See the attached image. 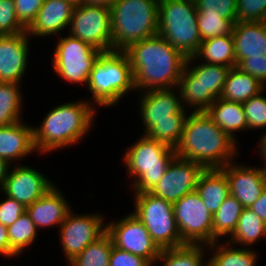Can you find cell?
I'll list each match as a JSON object with an SVG mask.
<instances>
[{
  "instance_id": "cell-12",
  "label": "cell",
  "mask_w": 266,
  "mask_h": 266,
  "mask_svg": "<svg viewBox=\"0 0 266 266\" xmlns=\"http://www.w3.org/2000/svg\"><path fill=\"white\" fill-rule=\"evenodd\" d=\"M67 33L101 52L112 51L110 8L84 5L73 8Z\"/></svg>"
},
{
  "instance_id": "cell-39",
  "label": "cell",
  "mask_w": 266,
  "mask_h": 266,
  "mask_svg": "<svg viewBox=\"0 0 266 266\" xmlns=\"http://www.w3.org/2000/svg\"><path fill=\"white\" fill-rule=\"evenodd\" d=\"M26 32L16 17L13 0H0V35H14Z\"/></svg>"
},
{
  "instance_id": "cell-25",
  "label": "cell",
  "mask_w": 266,
  "mask_h": 266,
  "mask_svg": "<svg viewBox=\"0 0 266 266\" xmlns=\"http://www.w3.org/2000/svg\"><path fill=\"white\" fill-rule=\"evenodd\" d=\"M196 192L208 211L214 215L230 195L226 174L221 169H205L199 177Z\"/></svg>"
},
{
  "instance_id": "cell-29",
  "label": "cell",
  "mask_w": 266,
  "mask_h": 266,
  "mask_svg": "<svg viewBox=\"0 0 266 266\" xmlns=\"http://www.w3.org/2000/svg\"><path fill=\"white\" fill-rule=\"evenodd\" d=\"M262 238L266 239V224L251 209L244 208L240 214L236 230L226 241L234 246L251 248ZM243 245V246H242Z\"/></svg>"
},
{
  "instance_id": "cell-9",
  "label": "cell",
  "mask_w": 266,
  "mask_h": 266,
  "mask_svg": "<svg viewBox=\"0 0 266 266\" xmlns=\"http://www.w3.org/2000/svg\"><path fill=\"white\" fill-rule=\"evenodd\" d=\"M132 213L144 224L160 249L186 245L178 232L173 204L150 192L134 193Z\"/></svg>"
},
{
  "instance_id": "cell-41",
  "label": "cell",
  "mask_w": 266,
  "mask_h": 266,
  "mask_svg": "<svg viewBox=\"0 0 266 266\" xmlns=\"http://www.w3.org/2000/svg\"><path fill=\"white\" fill-rule=\"evenodd\" d=\"M15 4L16 17L27 29L35 20L45 0H13Z\"/></svg>"
},
{
  "instance_id": "cell-20",
  "label": "cell",
  "mask_w": 266,
  "mask_h": 266,
  "mask_svg": "<svg viewBox=\"0 0 266 266\" xmlns=\"http://www.w3.org/2000/svg\"><path fill=\"white\" fill-rule=\"evenodd\" d=\"M59 189L55 183L41 198L26 207V213L38 230L53 228L54 226L59 229L71 212V204L69 205V201L65 199L64 194Z\"/></svg>"
},
{
  "instance_id": "cell-6",
  "label": "cell",
  "mask_w": 266,
  "mask_h": 266,
  "mask_svg": "<svg viewBox=\"0 0 266 266\" xmlns=\"http://www.w3.org/2000/svg\"><path fill=\"white\" fill-rule=\"evenodd\" d=\"M137 140L126 148L122 157V164L132 181L127 185L133 193L150 192L161 180L176 152L175 148L153 140L143 133Z\"/></svg>"
},
{
  "instance_id": "cell-36",
  "label": "cell",
  "mask_w": 266,
  "mask_h": 266,
  "mask_svg": "<svg viewBox=\"0 0 266 266\" xmlns=\"http://www.w3.org/2000/svg\"><path fill=\"white\" fill-rule=\"evenodd\" d=\"M185 120L158 121L145 135L175 148L182 136Z\"/></svg>"
},
{
  "instance_id": "cell-38",
  "label": "cell",
  "mask_w": 266,
  "mask_h": 266,
  "mask_svg": "<svg viewBox=\"0 0 266 266\" xmlns=\"http://www.w3.org/2000/svg\"><path fill=\"white\" fill-rule=\"evenodd\" d=\"M197 14L220 15L223 19H237V0H194Z\"/></svg>"
},
{
  "instance_id": "cell-21",
  "label": "cell",
  "mask_w": 266,
  "mask_h": 266,
  "mask_svg": "<svg viewBox=\"0 0 266 266\" xmlns=\"http://www.w3.org/2000/svg\"><path fill=\"white\" fill-rule=\"evenodd\" d=\"M72 14L73 7L66 0H45L26 32L30 38L59 37L69 27Z\"/></svg>"
},
{
  "instance_id": "cell-24",
  "label": "cell",
  "mask_w": 266,
  "mask_h": 266,
  "mask_svg": "<svg viewBox=\"0 0 266 266\" xmlns=\"http://www.w3.org/2000/svg\"><path fill=\"white\" fill-rule=\"evenodd\" d=\"M211 119L234 141L238 143L236 132H247V119L242 103L216 99L206 110Z\"/></svg>"
},
{
  "instance_id": "cell-10",
  "label": "cell",
  "mask_w": 266,
  "mask_h": 266,
  "mask_svg": "<svg viewBox=\"0 0 266 266\" xmlns=\"http://www.w3.org/2000/svg\"><path fill=\"white\" fill-rule=\"evenodd\" d=\"M57 39L53 59L50 60L53 72L68 84L86 86L94 62L102 52L69 34L64 37L59 36Z\"/></svg>"
},
{
  "instance_id": "cell-19",
  "label": "cell",
  "mask_w": 266,
  "mask_h": 266,
  "mask_svg": "<svg viewBox=\"0 0 266 266\" xmlns=\"http://www.w3.org/2000/svg\"><path fill=\"white\" fill-rule=\"evenodd\" d=\"M27 32L0 35V83L22 84L30 58Z\"/></svg>"
},
{
  "instance_id": "cell-14",
  "label": "cell",
  "mask_w": 266,
  "mask_h": 266,
  "mask_svg": "<svg viewBox=\"0 0 266 266\" xmlns=\"http://www.w3.org/2000/svg\"><path fill=\"white\" fill-rule=\"evenodd\" d=\"M103 214L94 212L79 214L73 210L59 227V239L66 262L79 255L89 244L106 232V219ZM105 223V224H104Z\"/></svg>"
},
{
  "instance_id": "cell-33",
  "label": "cell",
  "mask_w": 266,
  "mask_h": 266,
  "mask_svg": "<svg viewBox=\"0 0 266 266\" xmlns=\"http://www.w3.org/2000/svg\"><path fill=\"white\" fill-rule=\"evenodd\" d=\"M11 257L22 255L25 249L37 241L39 230L29 215L24 212L11 226L7 227Z\"/></svg>"
},
{
  "instance_id": "cell-15",
  "label": "cell",
  "mask_w": 266,
  "mask_h": 266,
  "mask_svg": "<svg viewBox=\"0 0 266 266\" xmlns=\"http://www.w3.org/2000/svg\"><path fill=\"white\" fill-rule=\"evenodd\" d=\"M139 113L144 126V135L158 121L186 120L189 109H184L177 87L150 90L139 95Z\"/></svg>"
},
{
  "instance_id": "cell-18",
  "label": "cell",
  "mask_w": 266,
  "mask_h": 266,
  "mask_svg": "<svg viewBox=\"0 0 266 266\" xmlns=\"http://www.w3.org/2000/svg\"><path fill=\"white\" fill-rule=\"evenodd\" d=\"M229 181L230 194L244 208L250 206L260 197L266 187V172L260 167L233 161L221 168Z\"/></svg>"
},
{
  "instance_id": "cell-46",
  "label": "cell",
  "mask_w": 266,
  "mask_h": 266,
  "mask_svg": "<svg viewBox=\"0 0 266 266\" xmlns=\"http://www.w3.org/2000/svg\"><path fill=\"white\" fill-rule=\"evenodd\" d=\"M0 255L11 258V247L8 239L7 227L0 223Z\"/></svg>"
},
{
  "instance_id": "cell-48",
  "label": "cell",
  "mask_w": 266,
  "mask_h": 266,
  "mask_svg": "<svg viewBox=\"0 0 266 266\" xmlns=\"http://www.w3.org/2000/svg\"><path fill=\"white\" fill-rule=\"evenodd\" d=\"M10 166L5 160L0 158V190L3 187Z\"/></svg>"
},
{
  "instance_id": "cell-16",
  "label": "cell",
  "mask_w": 266,
  "mask_h": 266,
  "mask_svg": "<svg viewBox=\"0 0 266 266\" xmlns=\"http://www.w3.org/2000/svg\"><path fill=\"white\" fill-rule=\"evenodd\" d=\"M205 168L197 162L175 156L158 184L150 191L170 203L196 191V186Z\"/></svg>"
},
{
  "instance_id": "cell-44",
  "label": "cell",
  "mask_w": 266,
  "mask_h": 266,
  "mask_svg": "<svg viewBox=\"0 0 266 266\" xmlns=\"http://www.w3.org/2000/svg\"><path fill=\"white\" fill-rule=\"evenodd\" d=\"M109 266H152L146 259L112 246Z\"/></svg>"
},
{
  "instance_id": "cell-4",
  "label": "cell",
  "mask_w": 266,
  "mask_h": 266,
  "mask_svg": "<svg viewBox=\"0 0 266 266\" xmlns=\"http://www.w3.org/2000/svg\"><path fill=\"white\" fill-rule=\"evenodd\" d=\"M87 89L94 107H114L129 92H134V77L124 51L102 52L94 62Z\"/></svg>"
},
{
  "instance_id": "cell-28",
  "label": "cell",
  "mask_w": 266,
  "mask_h": 266,
  "mask_svg": "<svg viewBox=\"0 0 266 266\" xmlns=\"http://www.w3.org/2000/svg\"><path fill=\"white\" fill-rule=\"evenodd\" d=\"M194 57L201 62L215 65L236 66L232 35H222L204 40Z\"/></svg>"
},
{
  "instance_id": "cell-30",
  "label": "cell",
  "mask_w": 266,
  "mask_h": 266,
  "mask_svg": "<svg viewBox=\"0 0 266 266\" xmlns=\"http://www.w3.org/2000/svg\"><path fill=\"white\" fill-rule=\"evenodd\" d=\"M244 207L231 194L223 201L217 212L213 215L212 244L216 241L229 239L236 230L240 214Z\"/></svg>"
},
{
  "instance_id": "cell-31",
  "label": "cell",
  "mask_w": 266,
  "mask_h": 266,
  "mask_svg": "<svg viewBox=\"0 0 266 266\" xmlns=\"http://www.w3.org/2000/svg\"><path fill=\"white\" fill-rule=\"evenodd\" d=\"M206 253V245L186 244L177 248L161 249L156 264L160 263L161 266H208V260L205 259Z\"/></svg>"
},
{
  "instance_id": "cell-1",
  "label": "cell",
  "mask_w": 266,
  "mask_h": 266,
  "mask_svg": "<svg viewBox=\"0 0 266 266\" xmlns=\"http://www.w3.org/2000/svg\"><path fill=\"white\" fill-rule=\"evenodd\" d=\"M124 52L137 92L177 87L187 58L161 35L132 43Z\"/></svg>"
},
{
  "instance_id": "cell-47",
  "label": "cell",
  "mask_w": 266,
  "mask_h": 266,
  "mask_svg": "<svg viewBox=\"0 0 266 266\" xmlns=\"http://www.w3.org/2000/svg\"><path fill=\"white\" fill-rule=\"evenodd\" d=\"M258 148H259L258 150L259 157L263 158L262 160L263 165H261L260 167L266 172V133H264L262 136L260 135V139L258 142Z\"/></svg>"
},
{
  "instance_id": "cell-3",
  "label": "cell",
  "mask_w": 266,
  "mask_h": 266,
  "mask_svg": "<svg viewBox=\"0 0 266 266\" xmlns=\"http://www.w3.org/2000/svg\"><path fill=\"white\" fill-rule=\"evenodd\" d=\"M97 111L90 98L53 107L44 115L40 126L33 125L37 154H50L82 142L87 133L90 134Z\"/></svg>"
},
{
  "instance_id": "cell-50",
  "label": "cell",
  "mask_w": 266,
  "mask_h": 266,
  "mask_svg": "<svg viewBox=\"0 0 266 266\" xmlns=\"http://www.w3.org/2000/svg\"><path fill=\"white\" fill-rule=\"evenodd\" d=\"M73 8H78L85 5V0H66Z\"/></svg>"
},
{
  "instance_id": "cell-5",
  "label": "cell",
  "mask_w": 266,
  "mask_h": 266,
  "mask_svg": "<svg viewBox=\"0 0 266 266\" xmlns=\"http://www.w3.org/2000/svg\"><path fill=\"white\" fill-rule=\"evenodd\" d=\"M159 0H116L110 8L112 50L158 34Z\"/></svg>"
},
{
  "instance_id": "cell-17",
  "label": "cell",
  "mask_w": 266,
  "mask_h": 266,
  "mask_svg": "<svg viewBox=\"0 0 266 266\" xmlns=\"http://www.w3.org/2000/svg\"><path fill=\"white\" fill-rule=\"evenodd\" d=\"M54 183L34 167L15 164L10 166L0 192L17 200L26 208L41 198Z\"/></svg>"
},
{
  "instance_id": "cell-34",
  "label": "cell",
  "mask_w": 266,
  "mask_h": 266,
  "mask_svg": "<svg viewBox=\"0 0 266 266\" xmlns=\"http://www.w3.org/2000/svg\"><path fill=\"white\" fill-rule=\"evenodd\" d=\"M112 240L105 232L95 242L85 247L82 252L68 262V266H109Z\"/></svg>"
},
{
  "instance_id": "cell-49",
  "label": "cell",
  "mask_w": 266,
  "mask_h": 266,
  "mask_svg": "<svg viewBox=\"0 0 266 266\" xmlns=\"http://www.w3.org/2000/svg\"><path fill=\"white\" fill-rule=\"evenodd\" d=\"M116 0H85V5L111 8Z\"/></svg>"
},
{
  "instance_id": "cell-43",
  "label": "cell",
  "mask_w": 266,
  "mask_h": 266,
  "mask_svg": "<svg viewBox=\"0 0 266 266\" xmlns=\"http://www.w3.org/2000/svg\"><path fill=\"white\" fill-rule=\"evenodd\" d=\"M237 67L257 78L263 86H266V55L264 57L245 58Z\"/></svg>"
},
{
  "instance_id": "cell-45",
  "label": "cell",
  "mask_w": 266,
  "mask_h": 266,
  "mask_svg": "<svg viewBox=\"0 0 266 266\" xmlns=\"http://www.w3.org/2000/svg\"><path fill=\"white\" fill-rule=\"evenodd\" d=\"M249 209L255 212L266 224V187L262 191L260 197L250 206Z\"/></svg>"
},
{
  "instance_id": "cell-22",
  "label": "cell",
  "mask_w": 266,
  "mask_h": 266,
  "mask_svg": "<svg viewBox=\"0 0 266 266\" xmlns=\"http://www.w3.org/2000/svg\"><path fill=\"white\" fill-rule=\"evenodd\" d=\"M22 121L24 120L0 126V158L9 165L20 164L23 158L29 157L34 152L37 153L34 146L33 126Z\"/></svg>"
},
{
  "instance_id": "cell-40",
  "label": "cell",
  "mask_w": 266,
  "mask_h": 266,
  "mask_svg": "<svg viewBox=\"0 0 266 266\" xmlns=\"http://www.w3.org/2000/svg\"><path fill=\"white\" fill-rule=\"evenodd\" d=\"M266 0H237V21L263 22Z\"/></svg>"
},
{
  "instance_id": "cell-7",
  "label": "cell",
  "mask_w": 266,
  "mask_h": 266,
  "mask_svg": "<svg viewBox=\"0 0 266 266\" xmlns=\"http://www.w3.org/2000/svg\"><path fill=\"white\" fill-rule=\"evenodd\" d=\"M230 69L228 66L200 63L194 56L188 57L177 85L183 108H190V112L206 111L220 98Z\"/></svg>"
},
{
  "instance_id": "cell-26",
  "label": "cell",
  "mask_w": 266,
  "mask_h": 266,
  "mask_svg": "<svg viewBox=\"0 0 266 266\" xmlns=\"http://www.w3.org/2000/svg\"><path fill=\"white\" fill-rule=\"evenodd\" d=\"M264 88L265 86L257 78L235 66L227 74L220 98L244 103L251 97L258 95Z\"/></svg>"
},
{
  "instance_id": "cell-11",
  "label": "cell",
  "mask_w": 266,
  "mask_h": 266,
  "mask_svg": "<svg viewBox=\"0 0 266 266\" xmlns=\"http://www.w3.org/2000/svg\"><path fill=\"white\" fill-rule=\"evenodd\" d=\"M173 213L178 232L185 244H212L213 215L196 191L173 203Z\"/></svg>"
},
{
  "instance_id": "cell-27",
  "label": "cell",
  "mask_w": 266,
  "mask_h": 266,
  "mask_svg": "<svg viewBox=\"0 0 266 266\" xmlns=\"http://www.w3.org/2000/svg\"><path fill=\"white\" fill-rule=\"evenodd\" d=\"M207 252L211 256L208 266H257L259 255L254 249L234 247L226 240L207 245Z\"/></svg>"
},
{
  "instance_id": "cell-13",
  "label": "cell",
  "mask_w": 266,
  "mask_h": 266,
  "mask_svg": "<svg viewBox=\"0 0 266 266\" xmlns=\"http://www.w3.org/2000/svg\"><path fill=\"white\" fill-rule=\"evenodd\" d=\"M106 223V233L113 246L146 259L152 266L156 265L161 249L132 212L117 221Z\"/></svg>"
},
{
  "instance_id": "cell-32",
  "label": "cell",
  "mask_w": 266,
  "mask_h": 266,
  "mask_svg": "<svg viewBox=\"0 0 266 266\" xmlns=\"http://www.w3.org/2000/svg\"><path fill=\"white\" fill-rule=\"evenodd\" d=\"M21 84L0 83V126H7L22 119L23 92Z\"/></svg>"
},
{
  "instance_id": "cell-42",
  "label": "cell",
  "mask_w": 266,
  "mask_h": 266,
  "mask_svg": "<svg viewBox=\"0 0 266 266\" xmlns=\"http://www.w3.org/2000/svg\"><path fill=\"white\" fill-rule=\"evenodd\" d=\"M0 201V223L6 227L11 226L24 212L26 208L17 200L4 196Z\"/></svg>"
},
{
  "instance_id": "cell-8",
  "label": "cell",
  "mask_w": 266,
  "mask_h": 266,
  "mask_svg": "<svg viewBox=\"0 0 266 266\" xmlns=\"http://www.w3.org/2000/svg\"><path fill=\"white\" fill-rule=\"evenodd\" d=\"M158 34L186 58L194 56L202 42L194 0H159Z\"/></svg>"
},
{
  "instance_id": "cell-37",
  "label": "cell",
  "mask_w": 266,
  "mask_h": 266,
  "mask_svg": "<svg viewBox=\"0 0 266 266\" xmlns=\"http://www.w3.org/2000/svg\"><path fill=\"white\" fill-rule=\"evenodd\" d=\"M266 86L258 95L242 103L247 119V130L266 128Z\"/></svg>"
},
{
  "instance_id": "cell-2",
  "label": "cell",
  "mask_w": 266,
  "mask_h": 266,
  "mask_svg": "<svg viewBox=\"0 0 266 266\" xmlns=\"http://www.w3.org/2000/svg\"><path fill=\"white\" fill-rule=\"evenodd\" d=\"M237 145L206 111H191L175 152L177 157L197 162L205 169H221L239 157Z\"/></svg>"
},
{
  "instance_id": "cell-35",
  "label": "cell",
  "mask_w": 266,
  "mask_h": 266,
  "mask_svg": "<svg viewBox=\"0 0 266 266\" xmlns=\"http://www.w3.org/2000/svg\"><path fill=\"white\" fill-rule=\"evenodd\" d=\"M198 30L201 40L222 35H232L237 19H223L220 15L197 14Z\"/></svg>"
},
{
  "instance_id": "cell-23",
  "label": "cell",
  "mask_w": 266,
  "mask_h": 266,
  "mask_svg": "<svg viewBox=\"0 0 266 266\" xmlns=\"http://www.w3.org/2000/svg\"><path fill=\"white\" fill-rule=\"evenodd\" d=\"M232 38L236 66L245 58L266 55V23L237 21Z\"/></svg>"
}]
</instances>
